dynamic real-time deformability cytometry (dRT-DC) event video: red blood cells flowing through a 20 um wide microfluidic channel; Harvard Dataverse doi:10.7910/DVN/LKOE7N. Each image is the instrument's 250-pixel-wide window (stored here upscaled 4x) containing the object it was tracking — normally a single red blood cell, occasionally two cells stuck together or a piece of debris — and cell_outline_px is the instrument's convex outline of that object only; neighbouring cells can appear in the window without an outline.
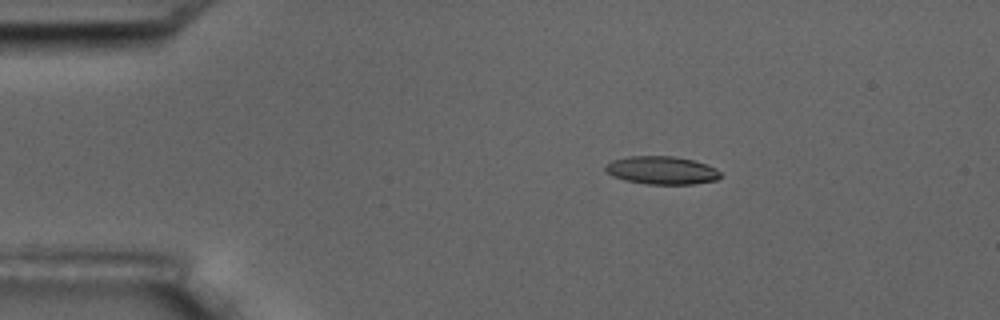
{"species": "common noctule bat (a hibernating species)", "species_latin": "Nyctalus noctula", "temperature_condition": "room temperature", "stored_images_in_passage": 5, "camera_frame_rate_fps": 3000, "um_per_image_px": 0.085, "animal": {"sex": "male", "body_mass_g": 17.5, "forearm_length_mm": 52.3}, "frame": {"image": 1, "passage_image": 3, "time_ms": 2.333, "image_size_px": [1000, 320], "cell_outline_px": [[720, 176], [716, 180], [692, 184], [648, 184], [624, 180], [612, 176], [604, 172], [604, 168], [612, 160], [628, 156], [672, 156], [692, 160], [708, 164], [716, 168], [720, 172]], "centroid_in_image_um": [56.22, 14.47], "position_along_channel_um": 28.8, "area_um2": 18.84}}
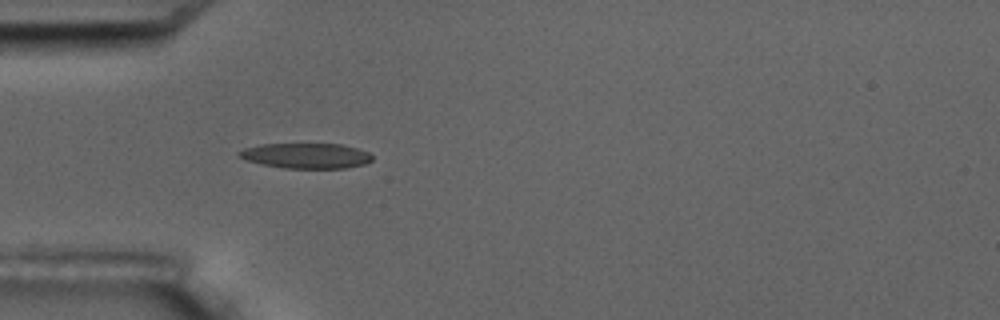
{"frame": {"image": 2, "passage_image": 5, "time_ms": 4.667, "image_size_px": [1000, 320], "cell_outline_px": [[372, 160], [364, 164], [344, 168], [284, 168], [260, 164], [236, 156], [236, 152], [244, 148], [260, 144], [340, 144], [356, 148], [368, 152], [372, 156]], "centroid_in_image_um": [25.97, 13.23], "position_along_channel_um": 59.0, "area_um2": 19.59}}